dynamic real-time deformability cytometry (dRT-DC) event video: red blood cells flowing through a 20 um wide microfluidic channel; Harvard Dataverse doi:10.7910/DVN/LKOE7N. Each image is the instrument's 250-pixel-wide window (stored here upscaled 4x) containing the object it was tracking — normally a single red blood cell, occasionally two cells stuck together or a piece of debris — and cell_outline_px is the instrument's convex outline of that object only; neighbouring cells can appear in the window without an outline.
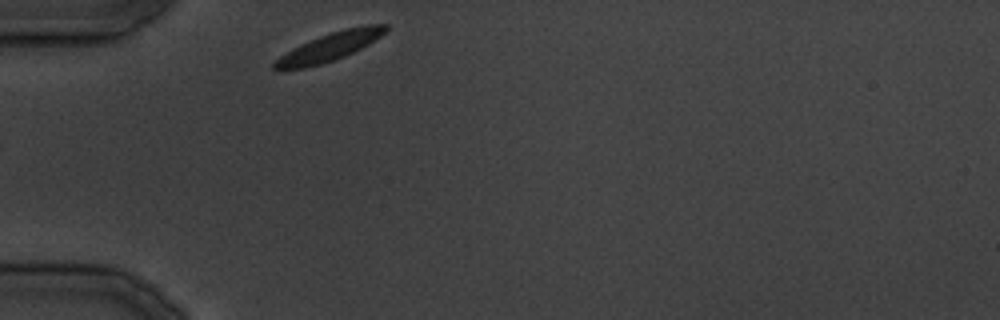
{"species": "common noctule bat (a hibernating species)", "species_latin": "Nyctalus noctula", "temperature_condition": "cold", "stored_images_in_passage": 19, "camera_frame_rate_fps": 3000, "um_per_image_px": 0.085, "animal": {"sex": "male", "body_mass_g": 19.5, "forearm_length_mm": 54.6}, "frame": {"image": 1, "passage_image": 1, "time_ms": 0.0, "image_size_px": [1000, 320], "cell_outline_px": [[388, 28], [380, 36], [368, 44], [344, 56], [320, 64], [304, 68], [272, 68], [272, 64], [280, 56], [292, 48], [300, 44], [320, 36], [332, 32], [348, 28], [368, 24], [388, 24]], "centroid_in_image_um": [28.02, 3.96], "position_along_channel_um": 57.0, "area_um2": 17.69}}